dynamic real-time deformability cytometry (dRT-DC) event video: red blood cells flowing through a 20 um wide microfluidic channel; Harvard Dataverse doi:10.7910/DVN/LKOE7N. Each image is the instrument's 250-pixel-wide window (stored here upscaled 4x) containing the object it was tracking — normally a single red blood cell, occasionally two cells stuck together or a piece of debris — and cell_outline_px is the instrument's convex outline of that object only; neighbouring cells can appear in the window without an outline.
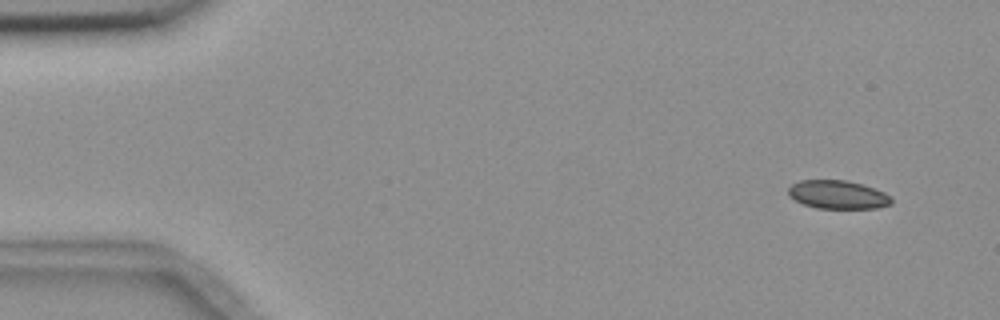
{"species": "common noctule bat (a hibernating species)", "species_latin": "Nyctalus noctula", "temperature_condition": "room temperature", "stored_images_in_passage": 9, "camera_frame_rate_fps": 3000, "um_per_image_px": 0.085, "animal": {"sex": "female", "body_mass_g": 18.4}, "frame": {"image": 1, "passage_image": 1, "time_ms": 0.0, "image_size_px": [1000, 320], "cell_outline_px": [[892, 204], [876, 208], [816, 208], [804, 204], [788, 196], [788, 188], [792, 184], [800, 180], [848, 180], [884, 192], [892, 196]], "centroid_in_image_um": [71.21, 16.54], "position_along_channel_um": 13.8, "area_um2": 17.05}}
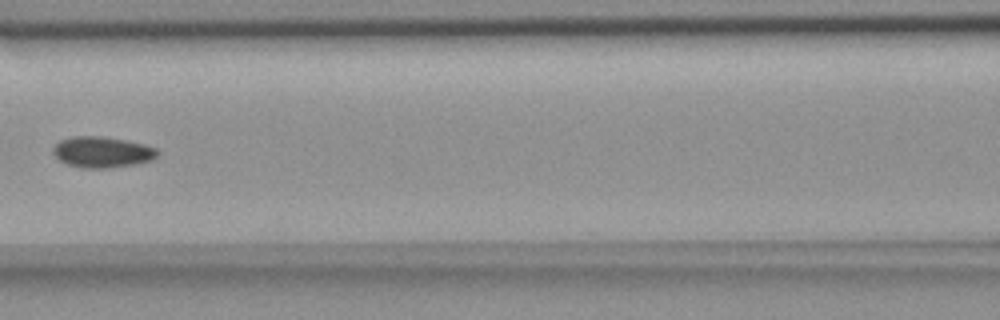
{"frame": {"image": 2, "passage_image": 7, "time_ms": 7.0, "image_size_px": [1000, 320], "cell_outline_px": [[160, 152], [152, 160], [132, 164], [108, 168], [80, 168], [68, 164], [60, 160], [52, 152], [52, 148], [60, 140], [72, 136], [100, 136], [124, 140], [144, 144], [156, 148]], "centroid_in_image_um": [8.67, 12.92], "position_along_channel_um": 157.9, "area_um2": 18.73}}
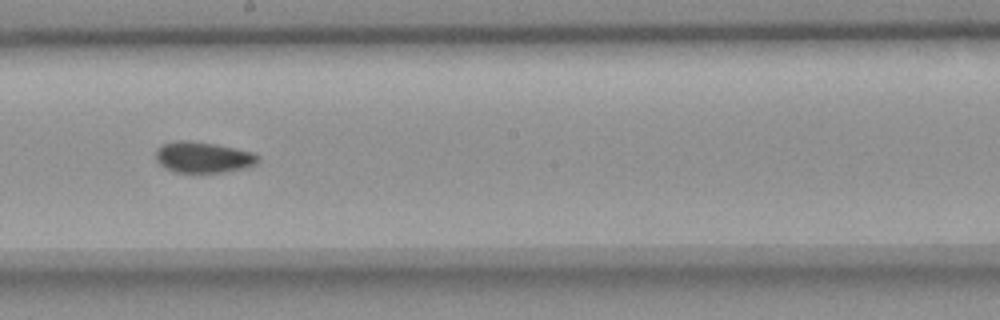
{"frame": {"image": 3, "passage_image": 9, "time_ms": 9.0, "image_size_px": [1000, 320], "cell_outline_px": [[260, 160], [256, 164], [244, 168], [224, 172], [176, 172], [160, 164], [156, 160], [156, 148], [160, 144], [176, 140], [192, 140], [216, 144], [236, 148], [252, 152], [260, 156]], "centroid_in_image_um": [17.27, 13.34], "position_along_channel_um": 230.9, "area_um2": 18.61}}